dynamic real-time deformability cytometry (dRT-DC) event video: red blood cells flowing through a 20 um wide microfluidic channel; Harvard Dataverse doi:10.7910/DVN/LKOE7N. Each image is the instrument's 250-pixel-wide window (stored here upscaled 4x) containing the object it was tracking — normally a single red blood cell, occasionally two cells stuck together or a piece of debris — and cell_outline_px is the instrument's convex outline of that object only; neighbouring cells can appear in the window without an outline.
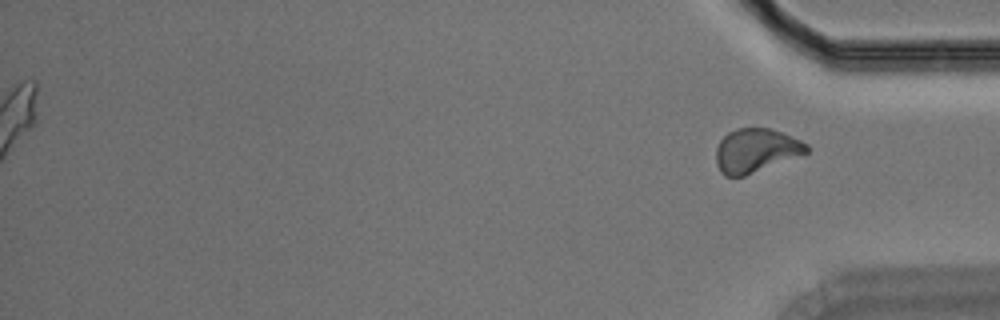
{"species": "Egyptian fruit bat (a non-hibernating species)", "species_latin": "Rousettus aegyptiacus", "temperature_condition": "room temperature", "stored_images_in_passage": 33, "segment_of_instrument_passage": [2, 2], "camera_frame_rate_fps": 3000, "um_per_image_px": 0.085, "animal": {"sex": "male"}, "frame": {"image": 1, "passage_image": 33, "time_ms": 10.667, "image_size_px": [1000, 320], "cell_outline_px": [[808, 152], [744, 176], [724, 176], [720, 172], [716, 164], [716, 148], [720, 140], [728, 132], [736, 128], [768, 128], [784, 132], [808, 144]], "centroid_in_image_um": [64.22, 12.78], "position_along_channel_um": 371.0, "area_um2": 23.06}}